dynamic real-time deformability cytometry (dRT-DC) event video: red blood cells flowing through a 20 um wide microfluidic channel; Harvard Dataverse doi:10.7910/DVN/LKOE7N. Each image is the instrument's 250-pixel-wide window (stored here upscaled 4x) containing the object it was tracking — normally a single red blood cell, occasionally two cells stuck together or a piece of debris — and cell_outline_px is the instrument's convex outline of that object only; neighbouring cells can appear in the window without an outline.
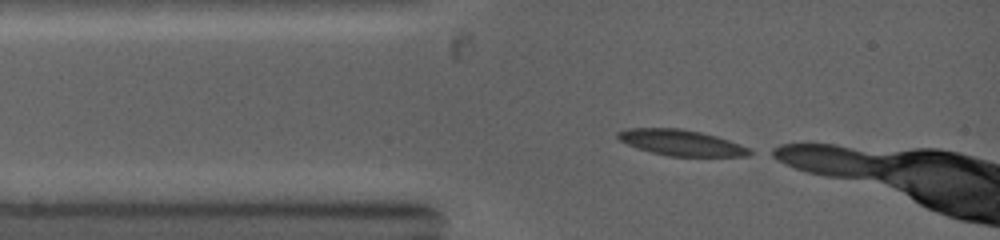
{"species": "common noctule bat (a hibernating species)", "species_latin": "Nyctalus noctula", "temperature_condition": "warm", "stored_images_in_passage": 5, "camera_frame_rate_fps": 5000, "um_per_image_px": 0.085, "animal": {"sex": "female", "body_mass_g": 19.0, "forearm_length_mm": 53.3}, "frame": {"image": 1, "passage_image": 1, "time_ms": 0.0, "image_size_px": [1000, 240], "cell_outline_px": [[756, 152], [748, 156], [668, 156], [636, 148], [620, 140], [616, 136], [616, 132], [628, 128], [680, 128], [700, 132], [716, 136], [752, 148]], "centroid_in_image_um": [57.93, 12.13], "position_along_channel_um": 27.1, "area_um2": 19.94}}